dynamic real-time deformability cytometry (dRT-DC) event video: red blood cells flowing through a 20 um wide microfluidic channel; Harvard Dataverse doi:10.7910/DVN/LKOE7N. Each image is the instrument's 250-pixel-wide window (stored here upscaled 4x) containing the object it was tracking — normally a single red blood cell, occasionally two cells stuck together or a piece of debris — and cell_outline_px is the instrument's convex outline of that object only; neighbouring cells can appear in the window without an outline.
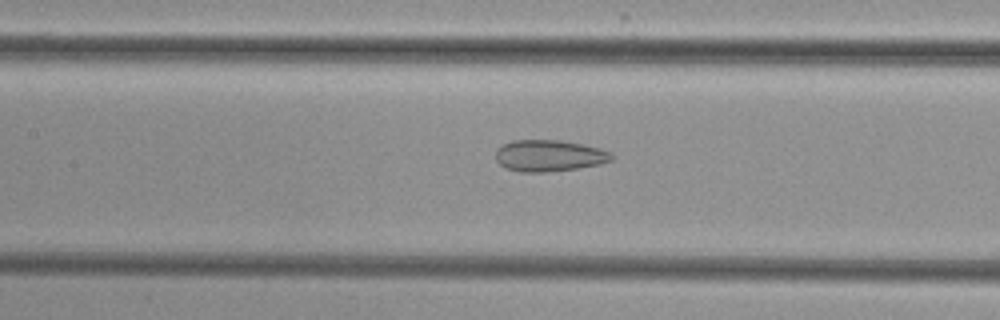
{"species": "common noctule bat (a hibernating species)", "species_latin": "Nyctalus noctula", "temperature_condition": "cold", "stored_images_in_passage": 53, "camera_frame_rate_fps": 3000, "um_per_image_px": 0.085, "animal": {"sex": "female", "body_mass_g": 29.2, "forearm_length_mm": 56.3}, "frame": {"image": 1, "passage_image": 25, "time_ms": 8.0, "image_size_px": [1000, 320], "cell_outline_px": [[616, 156], [612, 160], [600, 164], [576, 168], [548, 172], [520, 172], [504, 168], [496, 160], [496, 148], [512, 140], [560, 140], [584, 144], [600, 148], [612, 152]], "centroid_in_image_um": [46.69, 13.23], "position_along_channel_um": 160.7, "area_um2": 21.56}}
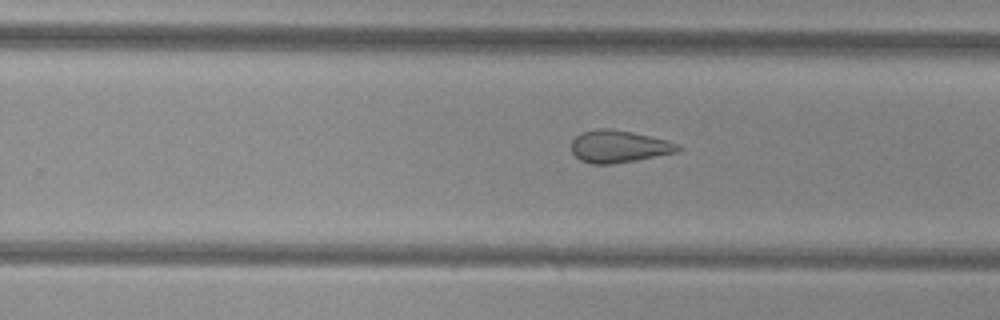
{"frame": {"image": 2, "passage_image": 34, "time_ms": 11.0, "image_size_px": [1000, 320], "cell_outline_px": [[684, 148], [676, 152], [636, 160], [612, 164], [592, 164], [580, 160], [572, 152], [572, 140], [576, 136], [584, 132], [596, 128], [612, 128], [632, 132], [668, 140], [680, 144]], "centroid_in_image_um": [52.62, 12.44], "position_along_channel_um": 277.2, "area_um2": 20.11}}
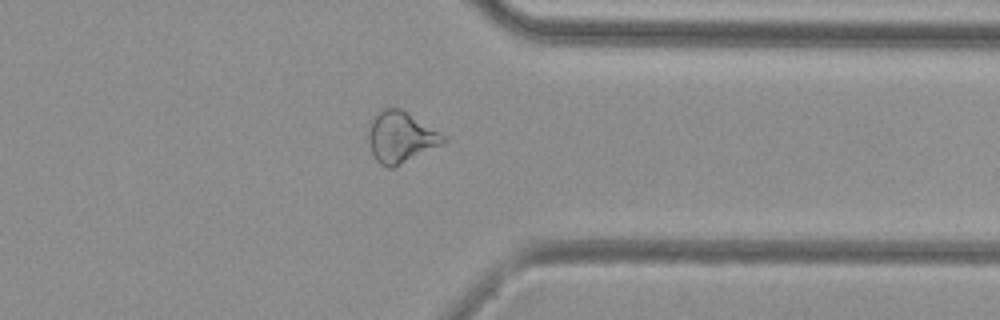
{"frame": {"image": 3, "passage_image": 42, "time_ms": 13.667, "image_size_px": [1000, 320], "cell_outline_px": [[448, 140], [444, 144], [392, 168], [388, 168], [380, 164], [376, 160], [372, 152], [368, 140], [368, 132], [372, 120], [384, 108], [400, 108], [448, 136]], "centroid_in_image_um": [34.11, 11.67], "position_along_channel_um": 377.3, "area_um2": 22.25}}